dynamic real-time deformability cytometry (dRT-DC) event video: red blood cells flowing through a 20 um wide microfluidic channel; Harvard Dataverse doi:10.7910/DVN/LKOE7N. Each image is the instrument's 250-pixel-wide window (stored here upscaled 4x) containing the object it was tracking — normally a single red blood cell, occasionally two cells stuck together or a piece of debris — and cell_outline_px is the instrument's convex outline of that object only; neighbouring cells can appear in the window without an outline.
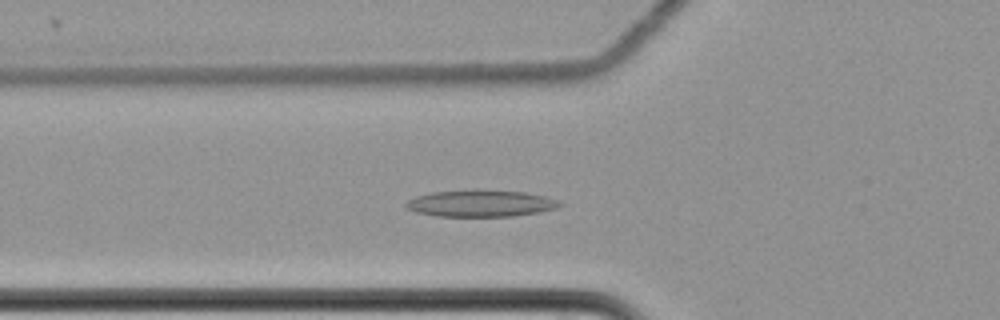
{"species": "common noctule bat (a hibernating species)", "species_latin": "Nyctalus noctula", "temperature_condition": "cold", "stored_images_in_passage": 63, "camera_frame_rate_fps": 3000, "um_per_image_px": 0.085, "animal": {"sex": "female", "body_mass_g": 22.7, "forearm_length_mm": 54.2}, "frame": {"image": 1, "passage_image": 24, "time_ms": 7.667, "image_size_px": [1000, 320], "cell_outline_px": [[564, 204], [556, 208], [536, 212], [512, 216], [436, 216], [416, 212], [408, 208], [404, 204], [408, 200], [416, 196], [432, 192], [524, 192], [544, 196], [560, 200]], "centroid_in_image_um": [40.87, 17.32], "position_along_channel_um": 84.9, "area_um2": 22.89}}
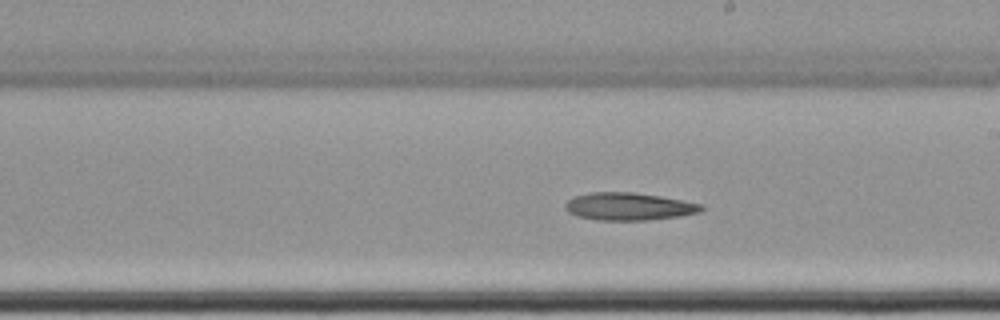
{"frame": {"image": 2, "passage_image": 37, "time_ms": 12.0, "image_size_px": [1000, 320], "cell_outline_px": [[704, 208], [700, 212], [680, 216], [644, 220], [600, 220], [576, 216], [568, 212], [564, 208], [564, 204], [572, 196], [592, 192], [632, 192], [660, 196], [704, 204]], "centroid_in_image_um": [53.43, 17.54], "position_along_channel_um": 235.6, "area_um2": 21.96}}
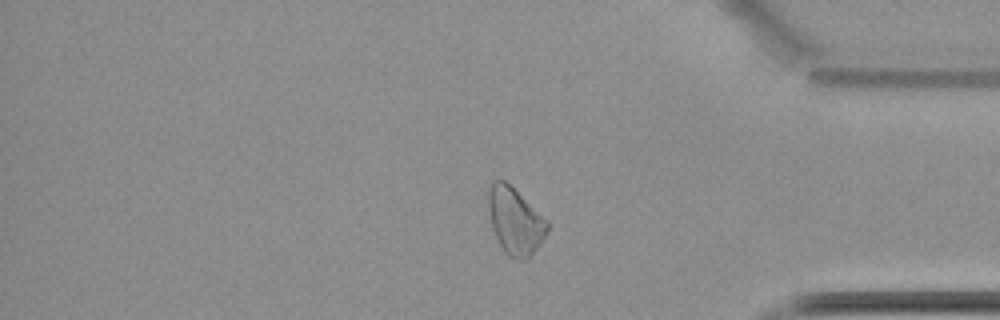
{"frame": {"image": 3, "passage_image": 52, "time_ms": 17.0, "image_size_px": [1000, 320], "cell_outline_px": [[548, 228], [540, 244], [524, 260], [516, 260], [508, 256], [504, 252], [492, 228], [488, 208], [488, 188], [496, 180], [504, 180], [548, 220]], "centroid_in_image_um": [43.77, 18.79], "position_along_channel_um": 391.4, "area_um2": 22.54}, "authors_computed_cell_mechanics": {"area_um2": 23.987, "velocity_mm_per_s": 3.4861, "shape_relaxation_time_tau1_ms": 5.8662, "shape_relaxation_time_tau2_ms": null, "deformation_change_tau1": 0.1149, "deformation_change_tau2": null}}